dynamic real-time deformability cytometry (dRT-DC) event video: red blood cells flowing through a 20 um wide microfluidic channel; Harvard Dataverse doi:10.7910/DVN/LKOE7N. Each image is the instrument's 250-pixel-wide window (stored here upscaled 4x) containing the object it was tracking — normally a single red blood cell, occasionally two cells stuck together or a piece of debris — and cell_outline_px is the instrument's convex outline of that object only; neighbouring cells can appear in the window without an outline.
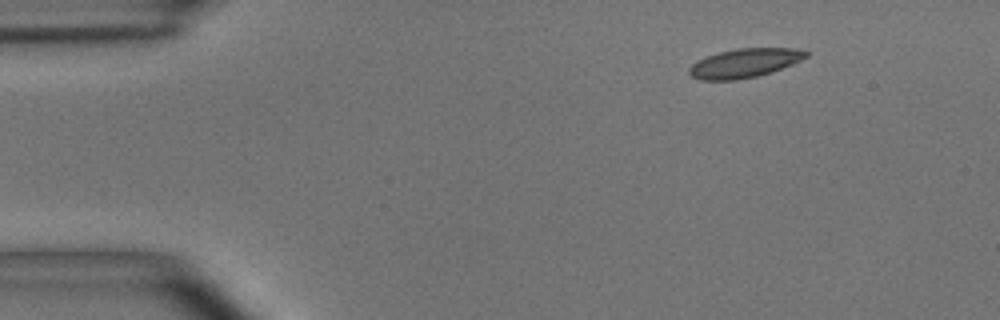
{"species": "common noctule bat (a hibernating species)", "species_latin": "Nyctalus noctula", "temperature_condition": "room temperature", "stored_images_in_passage": 8, "camera_frame_rate_fps": 3000, "um_per_image_px": 0.085, "animal": {"sex": "male", "body_mass_g": 15.6}, "frame": {"image": 1, "passage_image": 1, "time_ms": 0.0, "image_size_px": [1000, 320], "cell_outline_px": [[808, 56], [792, 64], [772, 72], [756, 76], [736, 80], [700, 80], [692, 76], [688, 72], [688, 68], [696, 60], [720, 52], [736, 48], [796, 48], [808, 52]], "centroid_in_image_um": [63.27, 5.36], "position_along_channel_um": 21.7, "area_um2": 19.71}}
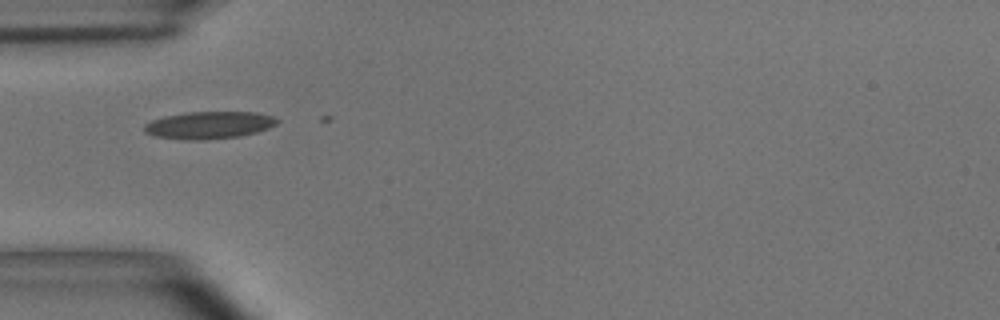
{"frame": {"image": 2, "passage_image": 4, "time_ms": 1.0, "image_size_px": [1000, 320], "cell_outline_px": [[280, 120], [276, 124], [268, 128], [256, 132], [236, 136], [188, 140], [156, 136], [144, 132], [144, 124], [152, 120], [164, 116], [188, 112], [256, 112], [272, 116]], "centroid_in_image_um": [17.75, 10.61], "position_along_channel_um": 67.2, "area_um2": 20.75}}